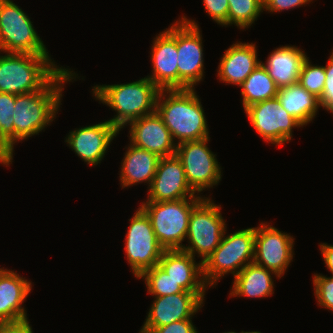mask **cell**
<instances>
[{
    "label": "cell",
    "instance_id": "obj_1",
    "mask_svg": "<svg viewBox=\"0 0 333 333\" xmlns=\"http://www.w3.org/2000/svg\"><path fill=\"white\" fill-rule=\"evenodd\" d=\"M74 70L64 67L43 89L16 95L13 111L15 143L39 135L56 119L62 105L65 84L80 80Z\"/></svg>",
    "mask_w": 333,
    "mask_h": 333
},
{
    "label": "cell",
    "instance_id": "obj_2",
    "mask_svg": "<svg viewBox=\"0 0 333 333\" xmlns=\"http://www.w3.org/2000/svg\"><path fill=\"white\" fill-rule=\"evenodd\" d=\"M155 111L176 144L210 137V130L196 89L160 90Z\"/></svg>",
    "mask_w": 333,
    "mask_h": 333
},
{
    "label": "cell",
    "instance_id": "obj_3",
    "mask_svg": "<svg viewBox=\"0 0 333 333\" xmlns=\"http://www.w3.org/2000/svg\"><path fill=\"white\" fill-rule=\"evenodd\" d=\"M91 90L95 101L115 111L116 115L114 114V117L108 121L119 131L126 128L130 122L154 113L160 91L146 76L123 84H96Z\"/></svg>",
    "mask_w": 333,
    "mask_h": 333
},
{
    "label": "cell",
    "instance_id": "obj_4",
    "mask_svg": "<svg viewBox=\"0 0 333 333\" xmlns=\"http://www.w3.org/2000/svg\"><path fill=\"white\" fill-rule=\"evenodd\" d=\"M0 92L14 95L43 89L63 68L51 55L0 51Z\"/></svg>",
    "mask_w": 333,
    "mask_h": 333
},
{
    "label": "cell",
    "instance_id": "obj_5",
    "mask_svg": "<svg viewBox=\"0 0 333 333\" xmlns=\"http://www.w3.org/2000/svg\"><path fill=\"white\" fill-rule=\"evenodd\" d=\"M226 234L227 228L219 246L202 264L203 278L209 288L216 287L219 280L229 273L234 278L254 260L255 227Z\"/></svg>",
    "mask_w": 333,
    "mask_h": 333
},
{
    "label": "cell",
    "instance_id": "obj_6",
    "mask_svg": "<svg viewBox=\"0 0 333 333\" xmlns=\"http://www.w3.org/2000/svg\"><path fill=\"white\" fill-rule=\"evenodd\" d=\"M203 198H184L174 201H142L140 208L151 221L159 244L165 250L183 249L190 214Z\"/></svg>",
    "mask_w": 333,
    "mask_h": 333
},
{
    "label": "cell",
    "instance_id": "obj_7",
    "mask_svg": "<svg viewBox=\"0 0 333 333\" xmlns=\"http://www.w3.org/2000/svg\"><path fill=\"white\" fill-rule=\"evenodd\" d=\"M227 228L226 221L222 217L221 205L214 202L212 197H204L190 214L187 246L185 252L197 258L202 264L219 246L223 234Z\"/></svg>",
    "mask_w": 333,
    "mask_h": 333
},
{
    "label": "cell",
    "instance_id": "obj_8",
    "mask_svg": "<svg viewBox=\"0 0 333 333\" xmlns=\"http://www.w3.org/2000/svg\"><path fill=\"white\" fill-rule=\"evenodd\" d=\"M30 19L13 0H0V51L50 55Z\"/></svg>",
    "mask_w": 333,
    "mask_h": 333
},
{
    "label": "cell",
    "instance_id": "obj_9",
    "mask_svg": "<svg viewBox=\"0 0 333 333\" xmlns=\"http://www.w3.org/2000/svg\"><path fill=\"white\" fill-rule=\"evenodd\" d=\"M200 28L186 15L177 19L178 89H195L204 79V45Z\"/></svg>",
    "mask_w": 333,
    "mask_h": 333
},
{
    "label": "cell",
    "instance_id": "obj_10",
    "mask_svg": "<svg viewBox=\"0 0 333 333\" xmlns=\"http://www.w3.org/2000/svg\"><path fill=\"white\" fill-rule=\"evenodd\" d=\"M125 235V257L133 276L137 279L143 272L158 265L164 252L154 233L151 221L146 213L138 207Z\"/></svg>",
    "mask_w": 333,
    "mask_h": 333
},
{
    "label": "cell",
    "instance_id": "obj_11",
    "mask_svg": "<svg viewBox=\"0 0 333 333\" xmlns=\"http://www.w3.org/2000/svg\"><path fill=\"white\" fill-rule=\"evenodd\" d=\"M210 137L178 144L176 156L180 159L187 182L201 196L202 192L214 188L222 180V168L217 155L208 147Z\"/></svg>",
    "mask_w": 333,
    "mask_h": 333
},
{
    "label": "cell",
    "instance_id": "obj_12",
    "mask_svg": "<svg viewBox=\"0 0 333 333\" xmlns=\"http://www.w3.org/2000/svg\"><path fill=\"white\" fill-rule=\"evenodd\" d=\"M244 111L262 140L275 146L290 142L293 129L304 127L281 106L277 97L255 103Z\"/></svg>",
    "mask_w": 333,
    "mask_h": 333
},
{
    "label": "cell",
    "instance_id": "obj_13",
    "mask_svg": "<svg viewBox=\"0 0 333 333\" xmlns=\"http://www.w3.org/2000/svg\"><path fill=\"white\" fill-rule=\"evenodd\" d=\"M295 238L290 233L282 232L269 222H260L255 227L254 260L280 277L293 261Z\"/></svg>",
    "mask_w": 333,
    "mask_h": 333
},
{
    "label": "cell",
    "instance_id": "obj_14",
    "mask_svg": "<svg viewBox=\"0 0 333 333\" xmlns=\"http://www.w3.org/2000/svg\"><path fill=\"white\" fill-rule=\"evenodd\" d=\"M205 294L181 292L161 297H153L141 331L149 333L153 328L161 327L180 320L193 319L205 302Z\"/></svg>",
    "mask_w": 333,
    "mask_h": 333
},
{
    "label": "cell",
    "instance_id": "obj_15",
    "mask_svg": "<svg viewBox=\"0 0 333 333\" xmlns=\"http://www.w3.org/2000/svg\"><path fill=\"white\" fill-rule=\"evenodd\" d=\"M151 44L149 78L160 90L178 89L177 21L155 36Z\"/></svg>",
    "mask_w": 333,
    "mask_h": 333
},
{
    "label": "cell",
    "instance_id": "obj_16",
    "mask_svg": "<svg viewBox=\"0 0 333 333\" xmlns=\"http://www.w3.org/2000/svg\"><path fill=\"white\" fill-rule=\"evenodd\" d=\"M120 131L108 119L71 130L65 143L87 165L97 166Z\"/></svg>",
    "mask_w": 333,
    "mask_h": 333
},
{
    "label": "cell",
    "instance_id": "obj_17",
    "mask_svg": "<svg viewBox=\"0 0 333 333\" xmlns=\"http://www.w3.org/2000/svg\"><path fill=\"white\" fill-rule=\"evenodd\" d=\"M145 201H174L184 198H204L189 185L180 159L175 155L161 157Z\"/></svg>",
    "mask_w": 333,
    "mask_h": 333
},
{
    "label": "cell",
    "instance_id": "obj_18",
    "mask_svg": "<svg viewBox=\"0 0 333 333\" xmlns=\"http://www.w3.org/2000/svg\"><path fill=\"white\" fill-rule=\"evenodd\" d=\"M127 126L130 127L129 143L160 158L175 155L177 144L156 111L130 122Z\"/></svg>",
    "mask_w": 333,
    "mask_h": 333
},
{
    "label": "cell",
    "instance_id": "obj_19",
    "mask_svg": "<svg viewBox=\"0 0 333 333\" xmlns=\"http://www.w3.org/2000/svg\"><path fill=\"white\" fill-rule=\"evenodd\" d=\"M32 288L31 280L12 269L0 267V323H14L29 319L23 303Z\"/></svg>",
    "mask_w": 333,
    "mask_h": 333
},
{
    "label": "cell",
    "instance_id": "obj_20",
    "mask_svg": "<svg viewBox=\"0 0 333 333\" xmlns=\"http://www.w3.org/2000/svg\"><path fill=\"white\" fill-rule=\"evenodd\" d=\"M158 266L170 275L185 291L206 294L203 265L182 249L164 250Z\"/></svg>",
    "mask_w": 333,
    "mask_h": 333
},
{
    "label": "cell",
    "instance_id": "obj_21",
    "mask_svg": "<svg viewBox=\"0 0 333 333\" xmlns=\"http://www.w3.org/2000/svg\"><path fill=\"white\" fill-rule=\"evenodd\" d=\"M257 45L253 42H234L225 50L217 69V77L226 85L241 86L261 63Z\"/></svg>",
    "mask_w": 333,
    "mask_h": 333
},
{
    "label": "cell",
    "instance_id": "obj_22",
    "mask_svg": "<svg viewBox=\"0 0 333 333\" xmlns=\"http://www.w3.org/2000/svg\"><path fill=\"white\" fill-rule=\"evenodd\" d=\"M306 54L298 46L282 45L272 50L265 63L261 61V64L280 89L299 83L302 66L308 57Z\"/></svg>",
    "mask_w": 333,
    "mask_h": 333
},
{
    "label": "cell",
    "instance_id": "obj_23",
    "mask_svg": "<svg viewBox=\"0 0 333 333\" xmlns=\"http://www.w3.org/2000/svg\"><path fill=\"white\" fill-rule=\"evenodd\" d=\"M126 152L121 161L119 181L122 189L142 183L150 188L157 171L160 157L133 144L125 147Z\"/></svg>",
    "mask_w": 333,
    "mask_h": 333
},
{
    "label": "cell",
    "instance_id": "obj_24",
    "mask_svg": "<svg viewBox=\"0 0 333 333\" xmlns=\"http://www.w3.org/2000/svg\"><path fill=\"white\" fill-rule=\"evenodd\" d=\"M274 278L281 277L254 262L246 265L233 279L231 297L262 299L274 294Z\"/></svg>",
    "mask_w": 333,
    "mask_h": 333
},
{
    "label": "cell",
    "instance_id": "obj_25",
    "mask_svg": "<svg viewBox=\"0 0 333 333\" xmlns=\"http://www.w3.org/2000/svg\"><path fill=\"white\" fill-rule=\"evenodd\" d=\"M277 98L281 106L304 127L313 123L320 109L319 98L309 93L300 83L280 88Z\"/></svg>",
    "mask_w": 333,
    "mask_h": 333
},
{
    "label": "cell",
    "instance_id": "obj_26",
    "mask_svg": "<svg viewBox=\"0 0 333 333\" xmlns=\"http://www.w3.org/2000/svg\"><path fill=\"white\" fill-rule=\"evenodd\" d=\"M240 88L244 110L255 103L277 97L279 91L276 83L261 63L246 78Z\"/></svg>",
    "mask_w": 333,
    "mask_h": 333
},
{
    "label": "cell",
    "instance_id": "obj_27",
    "mask_svg": "<svg viewBox=\"0 0 333 333\" xmlns=\"http://www.w3.org/2000/svg\"><path fill=\"white\" fill-rule=\"evenodd\" d=\"M16 95L0 92V164L9 167L13 162L15 128L13 111Z\"/></svg>",
    "mask_w": 333,
    "mask_h": 333
},
{
    "label": "cell",
    "instance_id": "obj_28",
    "mask_svg": "<svg viewBox=\"0 0 333 333\" xmlns=\"http://www.w3.org/2000/svg\"><path fill=\"white\" fill-rule=\"evenodd\" d=\"M228 26L247 30L263 13V0H228Z\"/></svg>",
    "mask_w": 333,
    "mask_h": 333
},
{
    "label": "cell",
    "instance_id": "obj_29",
    "mask_svg": "<svg viewBox=\"0 0 333 333\" xmlns=\"http://www.w3.org/2000/svg\"><path fill=\"white\" fill-rule=\"evenodd\" d=\"M137 279H143L146 291L152 297H161L185 291L173 278L158 265L143 272Z\"/></svg>",
    "mask_w": 333,
    "mask_h": 333
},
{
    "label": "cell",
    "instance_id": "obj_30",
    "mask_svg": "<svg viewBox=\"0 0 333 333\" xmlns=\"http://www.w3.org/2000/svg\"><path fill=\"white\" fill-rule=\"evenodd\" d=\"M325 79V66L314 65L311 63V60H309V57H307L299 77L301 86L309 93L320 98L323 93Z\"/></svg>",
    "mask_w": 333,
    "mask_h": 333
},
{
    "label": "cell",
    "instance_id": "obj_31",
    "mask_svg": "<svg viewBox=\"0 0 333 333\" xmlns=\"http://www.w3.org/2000/svg\"><path fill=\"white\" fill-rule=\"evenodd\" d=\"M313 290L317 305L333 312V277H328L322 273H314L313 275Z\"/></svg>",
    "mask_w": 333,
    "mask_h": 333
},
{
    "label": "cell",
    "instance_id": "obj_32",
    "mask_svg": "<svg viewBox=\"0 0 333 333\" xmlns=\"http://www.w3.org/2000/svg\"><path fill=\"white\" fill-rule=\"evenodd\" d=\"M204 10L219 26L228 27V0H203Z\"/></svg>",
    "mask_w": 333,
    "mask_h": 333
},
{
    "label": "cell",
    "instance_id": "obj_33",
    "mask_svg": "<svg viewBox=\"0 0 333 333\" xmlns=\"http://www.w3.org/2000/svg\"><path fill=\"white\" fill-rule=\"evenodd\" d=\"M325 85L319 98L320 108L333 114V50L330 52L328 62L325 65Z\"/></svg>",
    "mask_w": 333,
    "mask_h": 333
},
{
    "label": "cell",
    "instance_id": "obj_34",
    "mask_svg": "<svg viewBox=\"0 0 333 333\" xmlns=\"http://www.w3.org/2000/svg\"><path fill=\"white\" fill-rule=\"evenodd\" d=\"M314 0H263V11L268 13H278L281 11H288L290 9L299 8L303 5L307 6Z\"/></svg>",
    "mask_w": 333,
    "mask_h": 333
},
{
    "label": "cell",
    "instance_id": "obj_35",
    "mask_svg": "<svg viewBox=\"0 0 333 333\" xmlns=\"http://www.w3.org/2000/svg\"><path fill=\"white\" fill-rule=\"evenodd\" d=\"M149 333H199L192 319L172 322L161 327L153 328Z\"/></svg>",
    "mask_w": 333,
    "mask_h": 333
},
{
    "label": "cell",
    "instance_id": "obj_36",
    "mask_svg": "<svg viewBox=\"0 0 333 333\" xmlns=\"http://www.w3.org/2000/svg\"><path fill=\"white\" fill-rule=\"evenodd\" d=\"M0 333H34L29 320L0 323Z\"/></svg>",
    "mask_w": 333,
    "mask_h": 333
},
{
    "label": "cell",
    "instance_id": "obj_37",
    "mask_svg": "<svg viewBox=\"0 0 333 333\" xmlns=\"http://www.w3.org/2000/svg\"><path fill=\"white\" fill-rule=\"evenodd\" d=\"M319 247L325 267L330 271V274L333 277V245L328 243H319Z\"/></svg>",
    "mask_w": 333,
    "mask_h": 333
},
{
    "label": "cell",
    "instance_id": "obj_38",
    "mask_svg": "<svg viewBox=\"0 0 333 333\" xmlns=\"http://www.w3.org/2000/svg\"><path fill=\"white\" fill-rule=\"evenodd\" d=\"M240 333H261L259 331H241Z\"/></svg>",
    "mask_w": 333,
    "mask_h": 333
},
{
    "label": "cell",
    "instance_id": "obj_39",
    "mask_svg": "<svg viewBox=\"0 0 333 333\" xmlns=\"http://www.w3.org/2000/svg\"><path fill=\"white\" fill-rule=\"evenodd\" d=\"M223 333H238V332H235V330L234 331H228V332H223ZM240 333V332H239Z\"/></svg>",
    "mask_w": 333,
    "mask_h": 333
}]
</instances>
